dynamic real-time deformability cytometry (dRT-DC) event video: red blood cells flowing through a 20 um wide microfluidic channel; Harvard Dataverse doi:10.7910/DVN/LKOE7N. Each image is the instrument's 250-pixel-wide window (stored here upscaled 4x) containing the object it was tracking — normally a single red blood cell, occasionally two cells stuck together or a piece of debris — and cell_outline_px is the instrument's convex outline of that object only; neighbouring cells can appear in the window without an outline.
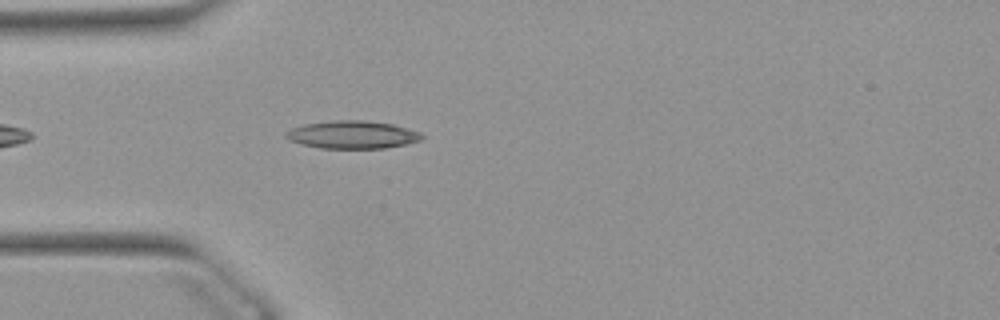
{"species": "Egyptian fruit bat (a non-hibernating species)", "species_latin": "Rousettus aegyptiacus", "temperature_condition": "warm", "stored_images_in_passage": 14, "camera_frame_rate_fps": 3000, "um_per_image_px": 0.085, "animal": {"sex": "female"}, "frame": {"image": 1, "passage_image": 4, "time_ms": 1.0, "image_size_px": [1000, 320], "cell_outline_px": [[424, 136], [420, 140], [404, 144], [384, 148], [320, 148], [300, 144], [288, 140], [284, 136], [292, 128], [304, 124], [336, 120], [364, 120], [392, 124], [420, 132]], "centroid_in_image_um": [29.93, 11.45], "position_along_channel_um": 55.1, "area_um2": 21.85}}
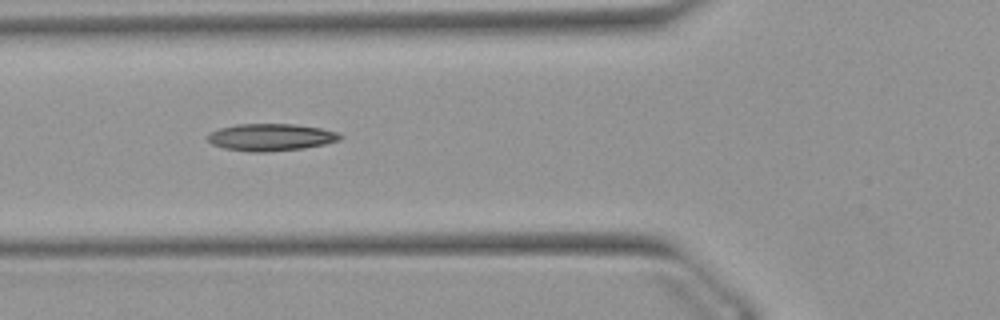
{"frame": {"image": 2, "passage_image": 8, "time_ms": 2.333, "image_size_px": [1000, 320], "cell_outline_px": [[344, 136], [340, 140], [324, 144], [304, 148], [264, 152], [248, 152], [224, 148], [212, 144], [208, 140], [208, 132], [220, 128], [236, 124], [296, 124], [320, 128], [336, 132]], "centroid_in_image_um": [23.01, 11.66], "position_along_channel_um": 102.8, "area_um2": 20.98}}
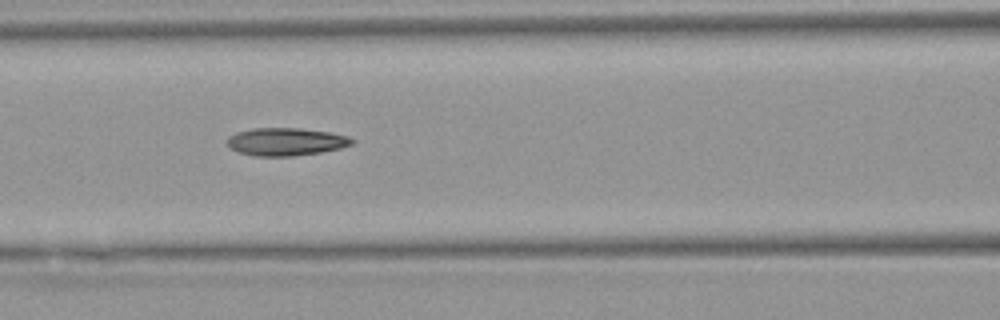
{"frame": {"image": 3, "passage_image": 11, "time_ms": 3.333, "image_size_px": [1000, 320], "cell_outline_px": [[356, 140], [352, 144], [340, 148], [320, 152], [292, 156], [252, 156], [236, 152], [228, 148], [228, 136], [236, 132], [252, 128], [300, 128], [328, 132], [348, 136]], "centroid_in_image_um": [24.26, 12.05], "position_along_channel_um": 142.3, "area_um2": 20.35}}